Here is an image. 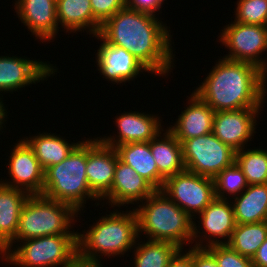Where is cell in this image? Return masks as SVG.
Instances as JSON below:
<instances>
[{
  "instance_id": "6da1fadb",
  "label": "cell",
  "mask_w": 267,
  "mask_h": 267,
  "mask_svg": "<svg viewBox=\"0 0 267 267\" xmlns=\"http://www.w3.org/2000/svg\"><path fill=\"white\" fill-rule=\"evenodd\" d=\"M155 17L151 13L125 7L101 25L99 35L107 43L132 53L149 73L166 76L174 67L172 35L168 27Z\"/></svg>"
},
{
  "instance_id": "7a4b0ae2",
  "label": "cell",
  "mask_w": 267,
  "mask_h": 267,
  "mask_svg": "<svg viewBox=\"0 0 267 267\" xmlns=\"http://www.w3.org/2000/svg\"><path fill=\"white\" fill-rule=\"evenodd\" d=\"M193 92L215 112L262 108L267 74L255 64L223 57Z\"/></svg>"
},
{
  "instance_id": "3957f363",
  "label": "cell",
  "mask_w": 267,
  "mask_h": 267,
  "mask_svg": "<svg viewBox=\"0 0 267 267\" xmlns=\"http://www.w3.org/2000/svg\"><path fill=\"white\" fill-rule=\"evenodd\" d=\"M144 201L134 209L138 235L143 232L148 240L168 241L181 249L187 241L192 244L194 221L162 190H155Z\"/></svg>"
},
{
  "instance_id": "277c9868",
  "label": "cell",
  "mask_w": 267,
  "mask_h": 267,
  "mask_svg": "<svg viewBox=\"0 0 267 267\" xmlns=\"http://www.w3.org/2000/svg\"><path fill=\"white\" fill-rule=\"evenodd\" d=\"M115 211L102 216L87 232L77 234L78 254L81 257L99 261L100 256L105 255L109 258L124 255L128 249L136 246L135 243L140 236L134 209L126 213H121L117 209Z\"/></svg>"
},
{
  "instance_id": "5b68a950",
  "label": "cell",
  "mask_w": 267,
  "mask_h": 267,
  "mask_svg": "<svg viewBox=\"0 0 267 267\" xmlns=\"http://www.w3.org/2000/svg\"><path fill=\"white\" fill-rule=\"evenodd\" d=\"M86 162L87 140L81 141L59 164L45 170L42 195L69 204L77 212L84 208L87 199L100 200L88 185Z\"/></svg>"
},
{
  "instance_id": "8992f818",
  "label": "cell",
  "mask_w": 267,
  "mask_h": 267,
  "mask_svg": "<svg viewBox=\"0 0 267 267\" xmlns=\"http://www.w3.org/2000/svg\"><path fill=\"white\" fill-rule=\"evenodd\" d=\"M77 215L78 212L69 204L42 194L29 195L22 208L15 240L18 243L47 235L78 234L69 231Z\"/></svg>"
},
{
  "instance_id": "52a82bcc",
  "label": "cell",
  "mask_w": 267,
  "mask_h": 267,
  "mask_svg": "<svg viewBox=\"0 0 267 267\" xmlns=\"http://www.w3.org/2000/svg\"><path fill=\"white\" fill-rule=\"evenodd\" d=\"M21 242L17 249H8L0 257L20 267H64L78 254L77 234L47 235Z\"/></svg>"
},
{
  "instance_id": "ba28073f",
  "label": "cell",
  "mask_w": 267,
  "mask_h": 267,
  "mask_svg": "<svg viewBox=\"0 0 267 267\" xmlns=\"http://www.w3.org/2000/svg\"><path fill=\"white\" fill-rule=\"evenodd\" d=\"M181 145L185 170L201 176L214 179L236 160V151L212 132L184 140Z\"/></svg>"
},
{
  "instance_id": "9c48e42d",
  "label": "cell",
  "mask_w": 267,
  "mask_h": 267,
  "mask_svg": "<svg viewBox=\"0 0 267 267\" xmlns=\"http://www.w3.org/2000/svg\"><path fill=\"white\" fill-rule=\"evenodd\" d=\"M161 190L192 219L216 198L213 178L187 170L166 178Z\"/></svg>"
},
{
  "instance_id": "30bf717a",
  "label": "cell",
  "mask_w": 267,
  "mask_h": 267,
  "mask_svg": "<svg viewBox=\"0 0 267 267\" xmlns=\"http://www.w3.org/2000/svg\"><path fill=\"white\" fill-rule=\"evenodd\" d=\"M221 31L219 40L230 50L224 58L255 64L267 74V61L260 56L267 51V26L234 21Z\"/></svg>"
},
{
  "instance_id": "8fae6325",
  "label": "cell",
  "mask_w": 267,
  "mask_h": 267,
  "mask_svg": "<svg viewBox=\"0 0 267 267\" xmlns=\"http://www.w3.org/2000/svg\"><path fill=\"white\" fill-rule=\"evenodd\" d=\"M18 142L14 145L7 164L13 181L1 179L0 183L26 191L30 195L42 194L45 171L28 143L24 139Z\"/></svg>"
},
{
  "instance_id": "7c38bea8",
  "label": "cell",
  "mask_w": 267,
  "mask_h": 267,
  "mask_svg": "<svg viewBox=\"0 0 267 267\" xmlns=\"http://www.w3.org/2000/svg\"><path fill=\"white\" fill-rule=\"evenodd\" d=\"M231 202L228 199H219L215 198L209 205H207L204 210L197 214L199 215V219L201 220V225L196 226V222H193V236L192 240L194 243L195 239L200 238V233H204V238L209 239L205 244L203 243V237L199 239V241H195V245L193 247L197 248H205L211 245L217 244H227L231 238L232 232L235 229L236 222L234 217L233 205L228 203ZM203 228V232L198 231L197 228ZM199 233V235H198ZM208 234V235H206ZM227 239L225 241H220L219 239ZM202 241V242H201ZM209 243V244H208Z\"/></svg>"
},
{
  "instance_id": "4fadbf2b",
  "label": "cell",
  "mask_w": 267,
  "mask_h": 267,
  "mask_svg": "<svg viewBox=\"0 0 267 267\" xmlns=\"http://www.w3.org/2000/svg\"><path fill=\"white\" fill-rule=\"evenodd\" d=\"M261 108H245L215 112L212 133L236 152L252 139Z\"/></svg>"
},
{
  "instance_id": "5bb4252c",
  "label": "cell",
  "mask_w": 267,
  "mask_h": 267,
  "mask_svg": "<svg viewBox=\"0 0 267 267\" xmlns=\"http://www.w3.org/2000/svg\"><path fill=\"white\" fill-rule=\"evenodd\" d=\"M118 155L114 147L103 144L98 137L87 140L86 175L91 191L102 199L114 179Z\"/></svg>"
},
{
  "instance_id": "9a60e30c",
  "label": "cell",
  "mask_w": 267,
  "mask_h": 267,
  "mask_svg": "<svg viewBox=\"0 0 267 267\" xmlns=\"http://www.w3.org/2000/svg\"><path fill=\"white\" fill-rule=\"evenodd\" d=\"M53 64L22 57L0 56V92H13L54 74Z\"/></svg>"
},
{
  "instance_id": "2e32d148",
  "label": "cell",
  "mask_w": 267,
  "mask_h": 267,
  "mask_svg": "<svg viewBox=\"0 0 267 267\" xmlns=\"http://www.w3.org/2000/svg\"><path fill=\"white\" fill-rule=\"evenodd\" d=\"M96 39L103 41L96 53L98 71L112 83L133 80L139 73L149 70L132 53L124 48L107 43L99 34Z\"/></svg>"
},
{
  "instance_id": "e0dca14e",
  "label": "cell",
  "mask_w": 267,
  "mask_h": 267,
  "mask_svg": "<svg viewBox=\"0 0 267 267\" xmlns=\"http://www.w3.org/2000/svg\"><path fill=\"white\" fill-rule=\"evenodd\" d=\"M119 135L111 137H98L99 140L110 147L127 143L149 142L159 132L163 131L159 117L144 112H125L115 118ZM160 119V120H159ZM162 129V130H161Z\"/></svg>"
},
{
  "instance_id": "ac0fdd59",
  "label": "cell",
  "mask_w": 267,
  "mask_h": 267,
  "mask_svg": "<svg viewBox=\"0 0 267 267\" xmlns=\"http://www.w3.org/2000/svg\"><path fill=\"white\" fill-rule=\"evenodd\" d=\"M18 18L44 42L54 40L59 28L57 22L56 0H17L15 1ZM54 38V39H53ZM46 40V41H45Z\"/></svg>"
},
{
  "instance_id": "d6986e66",
  "label": "cell",
  "mask_w": 267,
  "mask_h": 267,
  "mask_svg": "<svg viewBox=\"0 0 267 267\" xmlns=\"http://www.w3.org/2000/svg\"><path fill=\"white\" fill-rule=\"evenodd\" d=\"M156 189L129 165L117 159L111 190L102 198L111 207L142 202ZM135 201V202H134ZM113 205V206H112ZM115 205V206H114Z\"/></svg>"
},
{
  "instance_id": "ffe728a7",
  "label": "cell",
  "mask_w": 267,
  "mask_h": 267,
  "mask_svg": "<svg viewBox=\"0 0 267 267\" xmlns=\"http://www.w3.org/2000/svg\"><path fill=\"white\" fill-rule=\"evenodd\" d=\"M188 104L174 126L168 128L180 143L213 131L215 111L194 92L190 95Z\"/></svg>"
},
{
  "instance_id": "44dd1931",
  "label": "cell",
  "mask_w": 267,
  "mask_h": 267,
  "mask_svg": "<svg viewBox=\"0 0 267 267\" xmlns=\"http://www.w3.org/2000/svg\"><path fill=\"white\" fill-rule=\"evenodd\" d=\"M29 195L0 183V255L15 244L19 219Z\"/></svg>"
},
{
  "instance_id": "7402d4cb",
  "label": "cell",
  "mask_w": 267,
  "mask_h": 267,
  "mask_svg": "<svg viewBox=\"0 0 267 267\" xmlns=\"http://www.w3.org/2000/svg\"><path fill=\"white\" fill-rule=\"evenodd\" d=\"M115 150L120 161L134 169L156 190L162 189L165 178L158 172L157 164L150 149V141L121 144L116 146Z\"/></svg>"
},
{
  "instance_id": "603a6c76",
  "label": "cell",
  "mask_w": 267,
  "mask_h": 267,
  "mask_svg": "<svg viewBox=\"0 0 267 267\" xmlns=\"http://www.w3.org/2000/svg\"><path fill=\"white\" fill-rule=\"evenodd\" d=\"M57 22L68 32L83 29L89 34H99L101 23L93 16L90 0H56Z\"/></svg>"
},
{
  "instance_id": "cb8c5ba5",
  "label": "cell",
  "mask_w": 267,
  "mask_h": 267,
  "mask_svg": "<svg viewBox=\"0 0 267 267\" xmlns=\"http://www.w3.org/2000/svg\"><path fill=\"white\" fill-rule=\"evenodd\" d=\"M160 134L162 132H159L150 140V149L157 164L158 172L166 179L183 172L185 164L181 143L168 129L162 135L164 138Z\"/></svg>"
},
{
  "instance_id": "d4e9b609",
  "label": "cell",
  "mask_w": 267,
  "mask_h": 267,
  "mask_svg": "<svg viewBox=\"0 0 267 267\" xmlns=\"http://www.w3.org/2000/svg\"><path fill=\"white\" fill-rule=\"evenodd\" d=\"M244 191L230 202L236 224L267 221V184L248 185Z\"/></svg>"
},
{
  "instance_id": "484cf974",
  "label": "cell",
  "mask_w": 267,
  "mask_h": 267,
  "mask_svg": "<svg viewBox=\"0 0 267 267\" xmlns=\"http://www.w3.org/2000/svg\"><path fill=\"white\" fill-rule=\"evenodd\" d=\"M24 140L33 149L36 158L38 159L44 171L50 167L59 164L67 158L71 152L81 143H68L66 139L60 136L42 133L37 136L27 137Z\"/></svg>"
},
{
  "instance_id": "4316f807",
  "label": "cell",
  "mask_w": 267,
  "mask_h": 267,
  "mask_svg": "<svg viewBox=\"0 0 267 267\" xmlns=\"http://www.w3.org/2000/svg\"><path fill=\"white\" fill-rule=\"evenodd\" d=\"M266 238L267 221L236 224L227 244L242 256L252 259Z\"/></svg>"
},
{
  "instance_id": "83f0119b",
  "label": "cell",
  "mask_w": 267,
  "mask_h": 267,
  "mask_svg": "<svg viewBox=\"0 0 267 267\" xmlns=\"http://www.w3.org/2000/svg\"><path fill=\"white\" fill-rule=\"evenodd\" d=\"M134 247L135 267H166L180 249L176 244L168 241H152L136 243ZM136 248V249H135Z\"/></svg>"
},
{
  "instance_id": "f1b7e54d",
  "label": "cell",
  "mask_w": 267,
  "mask_h": 267,
  "mask_svg": "<svg viewBox=\"0 0 267 267\" xmlns=\"http://www.w3.org/2000/svg\"><path fill=\"white\" fill-rule=\"evenodd\" d=\"M235 162L242 169L248 185L267 184V150L241 149Z\"/></svg>"
},
{
  "instance_id": "f546056e",
  "label": "cell",
  "mask_w": 267,
  "mask_h": 267,
  "mask_svg": "<svg viewBox=\"0 0 267 267\" xmlns=\"http://www.w3.org/2000/svg\"><path fill=\"white\" fill-rule=\"evenodd\" d=\"M214 185L216 198L219 199H227L226 193L228 197L229 194L236 197L248 187L246 177L236 162L226 167L214 178Z\"/></svg>"
},
{
  "instance_id": "4dcf8cb0",
  "label": "cell",
  "mask_w": 267,
  "mask_h": 267,
  "mask_svg": "<svg viewBox=\"0 0 267 267\" xmlns=\"http://www.w3.org/2000/svg\"><path fill=\"white\" fill-rule=\"evenodd\" d=\"M236 4L234 21L267 26V0H238Z\"/></svg>"
},
{
  "instance_id": "1f68e13d",
  "label": "cell",
  "mask_w": 267,
  "mask_h": 267,
  "mask_svg": "<svg viewBox=\"0 0 267 267\" xmlns=\"http://www.w3.org/2000/svg\"><path fill=\"white\" fill-rule=\"evenodd\" d=\"M215 258L219 267H253L251 258L242 256L228 244L205 247Z\"/></svg>"
},
{
  "instance_id": "d6a6232c",
  "label": "cell",
  "mask_w": 267,
  "mask_h": 267,
  "mask_svg": "<svg viewBox=\"0 0 267 267\" xmlns=\"http://www.w3.org/2000/svg\"><path fill=\"white\" fill-rule=\"evenodd\" d=\"M90 2L93 16L101 24L126 7V0H90Z\"/></svg>"
},
{
  "instance_id": "836d02e7",
  "label": "cell",
  "mask_w": 267,
  "mask_h": 267,
  "mask_svg": "<svg viewBox=\"0 0 267 267\" xmlns=\"http://www.w3.org/2000/svg\"><path fill=\"white\" fill-rule=\"evenodd\" d=\"M165 0H126V7L138 10L142 12H147L154 14L160 11V8H162V3Z\"/></svg>"
},
{
  "instance_id": "e575fe53",
  "label": "cell",
  "mask_w": 267,
  "mask_h": 267,
  "mask_svg": "<svg viewBox=\"0 0 267 267\" xmlns=\"http://www.w3.org/2000/svg\"><path fill=\"white\" fill-rule=\"evenodd\" d=\"M180 248L166 267H194V247L185 254ZM182 253V254H181Z\"/></svg>"
},
{
  "instance_id": "d590c367",
  "label": "cell",
  "mask_w": 267,
  "mask_h": 267,
  "mask_svg": "<svg viewBox=\"0 0 267 267\" xmlns=\"http://www.w3.org/2000/svg\"><path fill=\"white\" fill-rule=\"evenodd\" d=\"M194 267H219L214 256L206 248L194 247Z\"/></svg>"
},
{
  "instance_id": "8d00e7d4",
  "label": "cell",
  "mask_w": 267,
  "mask_h": 267,
  "mask_svg": "<svg viewBox=\"0 0 267 267\" xmlns=\"http://www.w3.org/2000/svg\"><path fill=\"white\" fill-rule=\"evenodd\" d=\"M251 260L253 267H267V238Z\"/></svg>"
},
{
  "instance_id": "74e56055",
  "label": "cell",
  "mask_w": 267,
  "mask_h": 267,
  "mask_svg": "<svg viewBox=\"0 0 267 267\" xmlns=\"http://www.w3.org/2000/svg\"><path fill=\"white\" fill-rule=\"evenodd\" d=\"M101 261L89 260L77 254L68 264L64 267H102ZM101 265V266H100Z\"/></svg>"
},
{
  "instance_id": "f35d334b",
  "label": "cell",
  "mask_w": 267,
  "mask_h": 267,
  "mask_svg": "<svg viewBox=\"0 0 267 267\" xmlns=\"http://www.w3.org/2000/svg\"><path fill=\"white\" fill-rule=\"evenodd\" d=\"M1 97H0V130L3 129V126L2 124H4L5 121V118L7 117V114H6V109L4 107V103H3V100L1 101Z\"/></svg>"
}]
</instances>
